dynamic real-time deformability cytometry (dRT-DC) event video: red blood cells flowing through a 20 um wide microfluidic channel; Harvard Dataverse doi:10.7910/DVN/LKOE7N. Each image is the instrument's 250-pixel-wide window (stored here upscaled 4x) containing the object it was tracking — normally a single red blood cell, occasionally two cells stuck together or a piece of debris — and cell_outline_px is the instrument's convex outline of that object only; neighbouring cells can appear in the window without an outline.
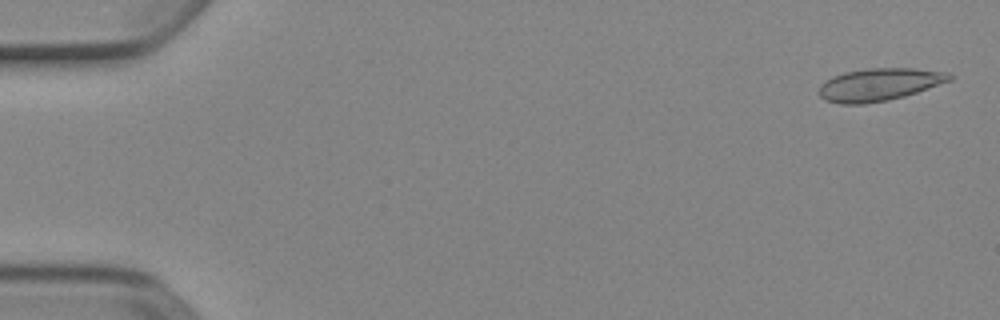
{"species": "Egyptian fruit bat (a non-hibernating species)", "species_latin": "Rousettus aegyptiacus", "temperature_condition": "cold", "stored_images_in_passage": 5, "camera_frame_rate_fps": 3000, "um_per_image_px": 0.085, "animal": {"sex": "female"}, "frame": {"image": 1, "passage_image": 1, "time_ms": 0.0, "image_size_px": [1000, 320], "cell_outline_px": [[952, 80], [904, 96], [888, 100], [864, 104], [840, 104], [824, 100], [816, 92], [820, 84], [824, 80], [832, 76], [844, 72], [868, 68], [912, 68], [948, 72], [952, 76]], "centroid_in_image_um": [74.67, 7.18], "position_along_channel_um": 10.3, "area_um2": 24.97}}
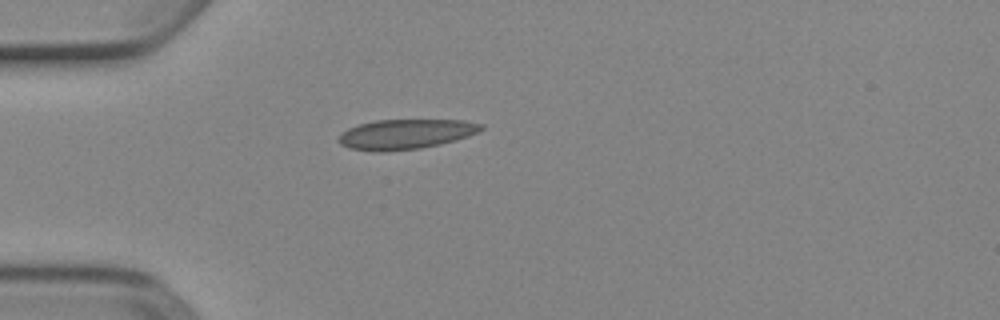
{"frame": {"image": 2, "passage_image": 5, "time_ms": 1.333, "image_size_px": [1000, 320], "cell_outline_px": [[484, 128], [468, 136], [456, 140], [440, 144], [420, 148], [384, 152], [372, 152], [348, 148], [340, 144], [336, 140], [348, 128], [360, 124], [376, 120], [464, 120], [484, 124]], "centroid_in_image_um": [34.47, 11.41], "position_along_channel_um": 50.5, "area_um2": 24.91}}